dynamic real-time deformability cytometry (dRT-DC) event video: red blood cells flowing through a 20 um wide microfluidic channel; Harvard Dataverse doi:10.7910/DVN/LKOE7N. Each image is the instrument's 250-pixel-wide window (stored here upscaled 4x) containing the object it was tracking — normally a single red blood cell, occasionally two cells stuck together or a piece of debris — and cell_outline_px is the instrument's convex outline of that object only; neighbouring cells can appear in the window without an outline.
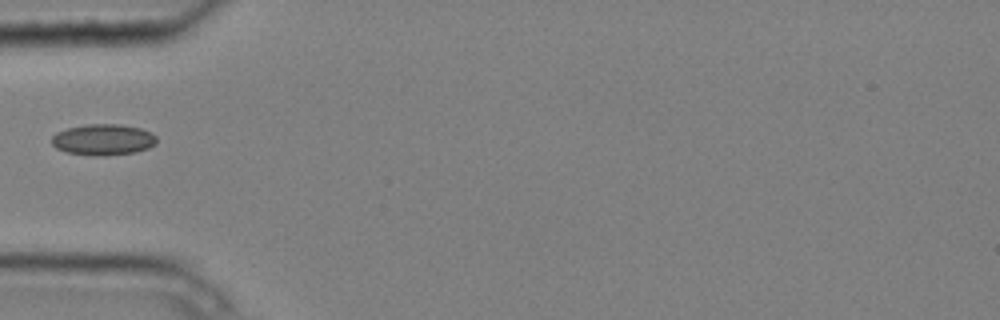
{"species": "common noctule bat (a hibernating species)", "species_latin": "Nyctalus noctula", "temperature_condition": "cold", "stored_images_in_passage": 1, "camera_frame_rate_fps": 3000, "um_per_image_px": 0.085, "animal": {"sex": "male", "body_mass_g": 20.4}, "frame": {"image": 1, "passage_image": 1, "time_ms": 0.0, "image_size_px": [1000, 320], "cell_outline_px": [[156, 144], [148, 148], [136, 152], [104, 156], [92, 156], [64, 152], [56, 148], [52, 144], [52, 136], [56, 132], [68, 128], [88, 124], [120, 124], [140, 128], [152, 132], [156, 136]], "centroid_in_image_um": [8.77, 11.88], "position_along_channel_um": 76.2, "area_um2": 19.25}}